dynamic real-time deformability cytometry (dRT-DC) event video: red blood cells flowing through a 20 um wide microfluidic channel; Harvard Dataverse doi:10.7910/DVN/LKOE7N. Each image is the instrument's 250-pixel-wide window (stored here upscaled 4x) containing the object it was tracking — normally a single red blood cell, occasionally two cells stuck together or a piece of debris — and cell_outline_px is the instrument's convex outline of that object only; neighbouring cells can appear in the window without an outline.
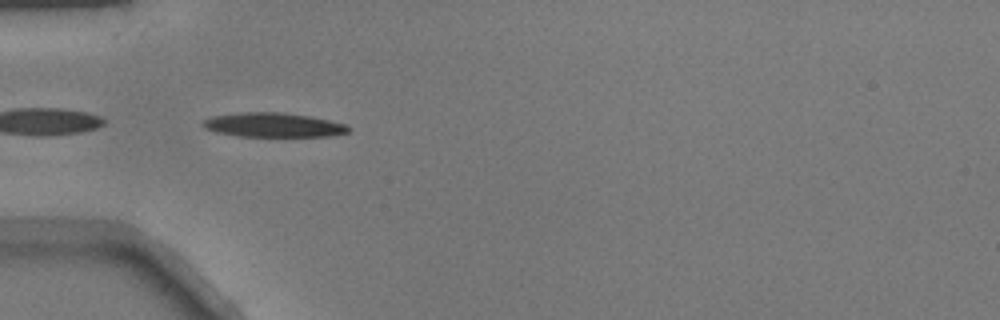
{"species": "common noctule bat (a hibernating species)", "species_latin": "Nyctalus noctula", "temperature_condition": "warm", "stored_images_in_passage": 44, "segment_of_instrument_passage": [2, 2], "camera_frame_rate_fps": 3000, "um_per_image_px": 0.085, "animal": {"sex": "male", "body_mass_g": 17.9}, "frame": {"image": 1, "passage_image": 10, "time_ms": 3.0, "image_size_px": [1000, 320], "cell_outline_px": [[348, 132], [328, 136], [240, 136], [216, 132], [204, 128], [200, 124], [204, 120], [212, 116], [240, 112], [280, 112], [308, 116], [328, 120], [344, 124], [348, 128]], "centroid_in_image_um": [23.15, 10.62], "position_along_channel_um": 61.8, "area_um2": 20.35}}
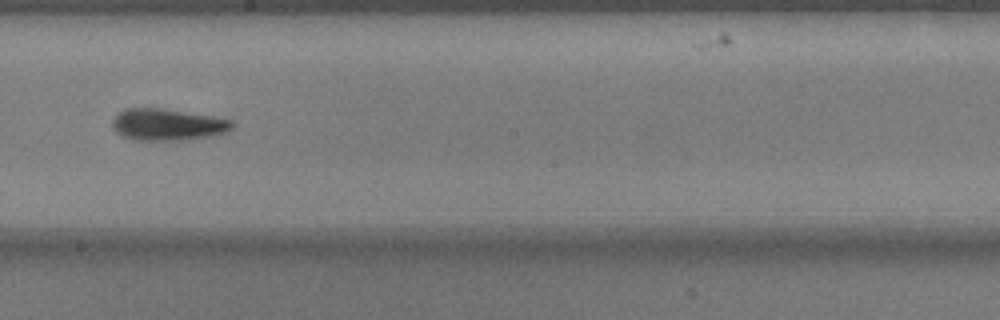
{"frame": {"image": 2, "passage_image": 23, "time_ms": 7.333, "image_size_px": [1000, 320], "cell_outline_px": [[236, 124], [228, 132], [208, 136], [180, 140], [132, 140], [116, 132], [112, 124], [112, 120], [124, 108], [164, 108], [212, 116], [232, 120]], "centroid_in_image_um": [14.25, 10.58], "position_along_channel_um": 233.9, "area_um2": 22.14}}
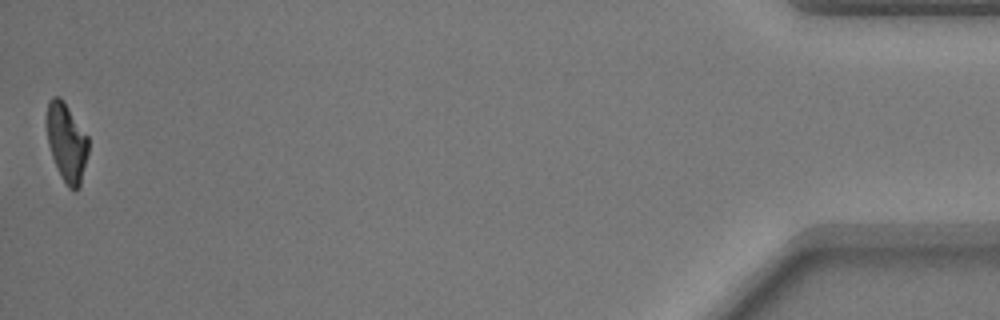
{"frame": {"image": 3, "passage_image": 44, "time_ms": 14.333, "image_size_px": [1000, 320], "cell_outline_px": [[88, 152], [80, 184], [76, 188], [68, 188], [60, 176], [52, 156], [48, 144], [48, 100], [52, 96], [60, 96], [64, 100], [88, 136]], "centroid_in_image_um": [5.67, 12.07], "position_along_channel_um": 429.5, "area_um2": 18.73}}